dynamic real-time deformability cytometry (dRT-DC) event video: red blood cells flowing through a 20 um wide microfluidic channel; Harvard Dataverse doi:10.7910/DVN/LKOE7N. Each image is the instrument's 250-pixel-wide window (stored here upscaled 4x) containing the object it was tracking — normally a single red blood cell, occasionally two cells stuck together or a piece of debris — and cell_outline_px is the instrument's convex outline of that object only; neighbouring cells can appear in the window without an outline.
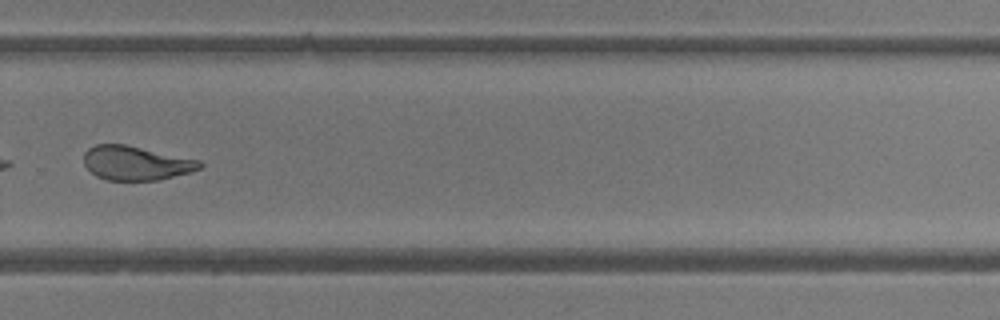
{"species": "common noctule bat (a hibernating species)", "species_latin": "Nyctalus noctula", "temperature_condition": "room temperature", "stored_images_in_passage": 26, "camera_frame_rate_fps": 3000, "um_per_image_px": 0.085, "animal": {"sex": "female"}, "frame": {"image": 1, "passage_image": 19, "time_ms": 6.0, "image_size_px": [1000, 320], "cell_outline_px": [[204, 164], [200, 168], [192, 172], [156, 180], [108, 180], [96, 176], [84, 164], [84, 152], [88, 148], [96, 144], [124, 144], [200, 160]], "centroid_in_image_um": [11.56, 13.86], "position_along_channel_um": 318.2, "area_um2": 22.95}, "authors_computed_cell_mechanics": {"area_um2": 24.1026, "velocity_mm_per_s": 4.2311, "shape_relaxation_time_tau1_ms": 10.1319, "shape_relaxation_time_tau2_ms": 1.6953, "deformation_change_tau1": 0.2867, "deformation_change_tau2": 0.1012}}